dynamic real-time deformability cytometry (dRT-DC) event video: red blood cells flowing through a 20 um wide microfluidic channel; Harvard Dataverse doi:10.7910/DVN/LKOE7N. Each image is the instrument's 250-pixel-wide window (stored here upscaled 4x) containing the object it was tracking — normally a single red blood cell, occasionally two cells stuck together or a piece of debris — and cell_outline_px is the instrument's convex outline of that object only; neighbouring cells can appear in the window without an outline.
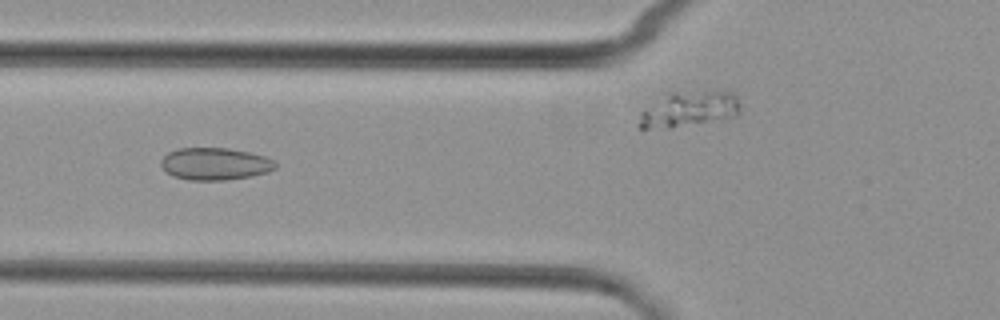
{"species": "common noctule bat (a hibernating species)", "species_latin": "Nyctalus noctula", "temperature_condition": "cold", "stored_images_in_passage": 6, "camera_frame_rate_fps": 3000, "um_per_image_px": 0.085, "animal": {"sex": "female", "body_mass_g": 29.2, "forearm_length_mm": 56.3}, "frame": {"image": 1, "passage_image": 3, "time_ms": 2.333, "image_size_px": [1000, 320], "cell_outline_px": [[276, 168], [268, 172], [252, 176], [224, 180], [188, 180], [172, 176], [160, 164], [160, 160], [168, 152], [176, 148], [228, 148], [248, 152], [264, 156], [272, 160], [276, 164]], "centroid_in_image_um": [18.25, 13.93], "position_along_channel_um": 107.5, "area_um2": 21.5}}
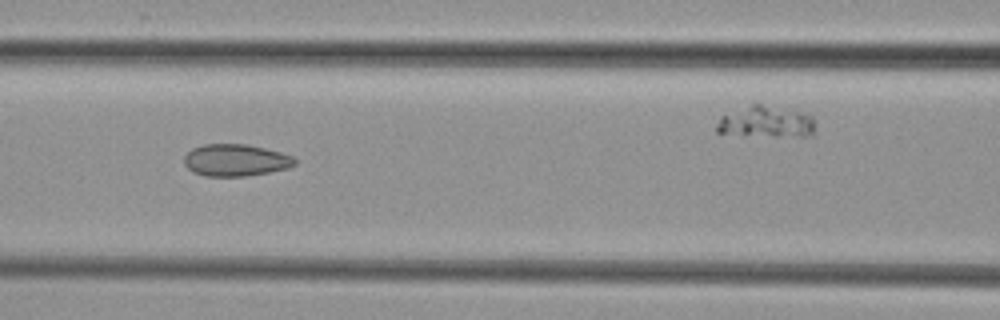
{"frame": {"image": 2, "passage_image": 4, "time_ms": 3.333, "image_size_px": [1000, 320], "cell_outline_px": [[296, 164], [288, 168], [268, 172], [244, 176], [204, 176], [192, 172], [184, 164], [184, 156], [192, 148], [204, 144], [248, 144], [280, 152], [292, 156], [296, 160]], "centroid_in_image_um": [20.0, 13.61], "position_along_channel_um": 146.6, "area_um2": 20.63}}
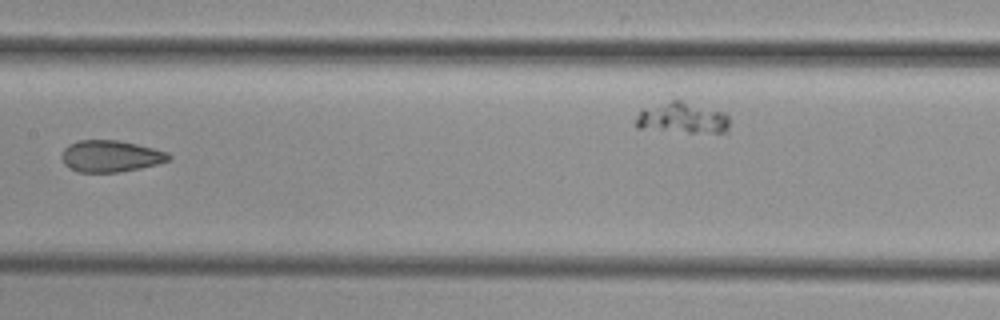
{"frame": {"image": 3, "passage_image": 5, "time_ms": 4.667, "image_size_px": [1000, 320], "cell_outline_px": [[172, 156], [168, 160], [156, 164], [140, 168], [120, 172], [76, 172], [68, 168], [64, 164], [60, 156], [64, 148], [68, 144], [76, 140], [120, 140], [168, 152]], "centroid_in_image_um": [9.34, 13.27], "position_along_channel_um": 198.1, "area_um2": 19.88}}